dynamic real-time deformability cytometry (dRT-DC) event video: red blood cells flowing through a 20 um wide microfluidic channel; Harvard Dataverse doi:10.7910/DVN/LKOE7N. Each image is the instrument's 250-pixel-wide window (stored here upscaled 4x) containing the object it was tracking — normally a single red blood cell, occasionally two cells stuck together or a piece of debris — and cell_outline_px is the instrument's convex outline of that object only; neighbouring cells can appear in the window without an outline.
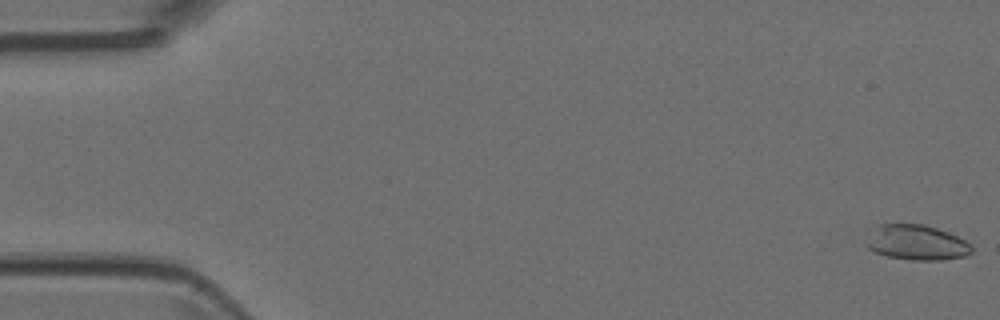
{"species": "Egyptian fruit bat (a non-hibernating species)", "species_latin": "Rousettus aegyptiacus", "temperature_condition": "room temperature", "stored_images_in_passage": 16, "camera_frame_rate_fps": 3000, "um_per_image_px": 0.085, "animal": {"sex": "female"}, "frame": {"image": 1, "passage_image": 1, "time_ms": 0.0, "image_size_px": [1000, 320], "cell_outline_px": [[972, 252], [964, 256], [940, 260], [912, 260], [888, 256], [876, 252], [868, 248], [868, 244], [880, 224], [924, 224], [948, 232], [972, 244]], "centroid_in_image_um": [78.01, 20.63], "position_along_channel_um": 7.0, "area_um2": 20.92}}
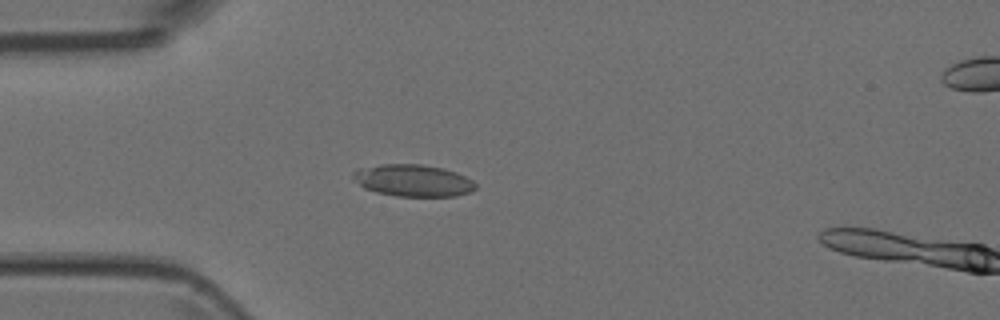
{"frame": {"image": 2, "passage_image": 14, "time_ms": 4.333, "image_size_px": [1000, 320], "cell_outline_px": [[476, 188], [472, 192], [456, 196], [396, 196], [376, 192], [364, 188], [352, 180], [352, 172], [356, 168], [380, 164], [420, 164], [444, 168], [456, 172], [472, 180], [476, 184]], "centroid_in_image_um": [35.07, 15.34], "position_along_channel_um": 49.9, "area_um2": 23.12}}